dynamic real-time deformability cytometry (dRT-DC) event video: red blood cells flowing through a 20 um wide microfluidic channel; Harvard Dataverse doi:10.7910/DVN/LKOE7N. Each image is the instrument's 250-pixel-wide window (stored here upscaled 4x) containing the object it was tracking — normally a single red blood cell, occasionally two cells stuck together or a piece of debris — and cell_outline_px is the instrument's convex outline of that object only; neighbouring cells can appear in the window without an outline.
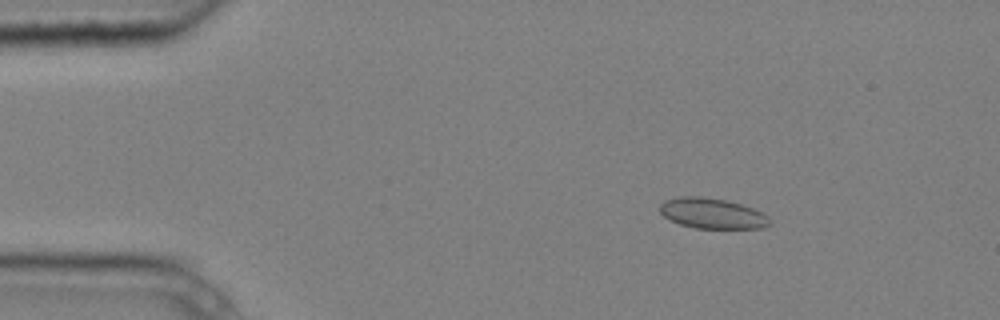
{"species": "common noctule bat (a hibernating species)", "species_latin": "Nyctalus noctula", "temperature_condition": "cold", "stored_images_in_passage": 4, "camera_frame_rate_fps": 3000, "um_per_image_px": 0.085, "animal": {"sex": "male", "body_mass_g": 20.4}, "frame": {"image": 1, "passage_image": 2, "time_ms": 0.333, "image_size_px": [1000, 320], "cell_outline_px": [[772, 224], [764, 228], [696, 228], [680, 224], [664, 216], [660, 212], [660, 204], [664, 200], [680, 196], [700, 196], [724, 200], [740, 204], [752, 208], [768, 216], [772, 220]], "centroid_in_image_um": [60.55, 18.14], "position_along_channel_um": 24.4, "area_um2": 19.42}}